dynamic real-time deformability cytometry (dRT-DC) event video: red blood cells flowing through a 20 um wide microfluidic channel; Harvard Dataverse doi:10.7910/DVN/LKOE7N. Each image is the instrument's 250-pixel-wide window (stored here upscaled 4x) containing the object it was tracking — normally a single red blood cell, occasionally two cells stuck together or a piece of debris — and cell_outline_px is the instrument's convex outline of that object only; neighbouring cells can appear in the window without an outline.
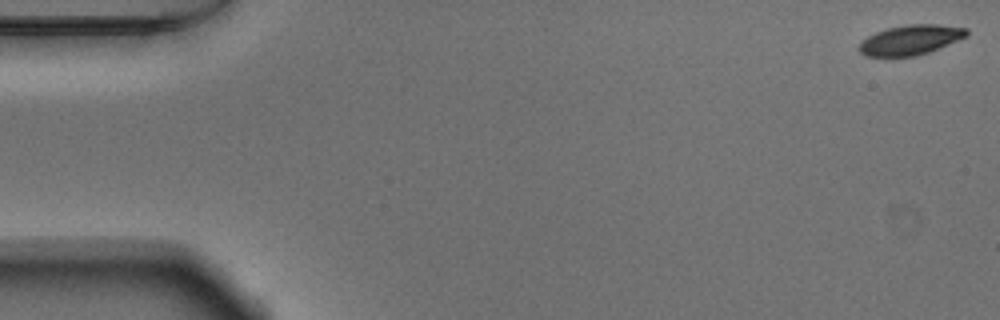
{"species": "Egyptian fruit bat (a non-hibernating species)", "species_latin": "Rousettus aegyptiacus", "temperature_condition": "warm", "stored_images_in_passage": 26, "camera_frame_rate_fps": 3000, "um_per_image_px": 0.085, "animal": {"sex": "male"}, "frame": {"image": 1, "passage_image": 1, "time_ms": 0.0, "image_size_px": [1000, 320], "cell_outline_px": [[968, 36], [928, 52], [916, 56], [868, 56], [860, 52], [860, 44], [868, 36], [876, 32], [888, 28], [908, 24], [936, 24], [968, 28]], "centroid_in_image_um": [77.43, 3.38], "position_along_channel_um": 7.6, "area_um2": 18.44}}
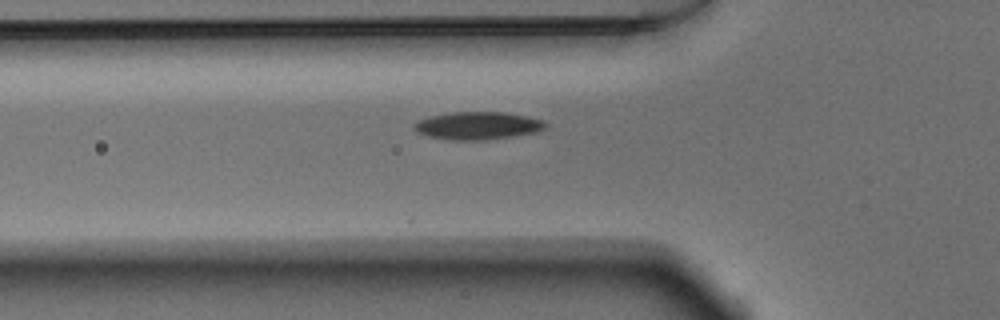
{"frame": {"image": 2, "passage_image": 18, "time_ms": 5.667, "image_size_px": [1000, 320], "cell_outline_px": [[548, 124], [544, 128], [536, 132], [484, 140], [456, 140], [428, 136], [416, 132], [412, 128], [412, 124], [416, 120], [448, 112], [504, 112], [528, 116], [544, 120]], "centroid_in_image_um": [40.57, 10.67], "position_along_channel_um": 85.2, "area_um2": 21.27}}
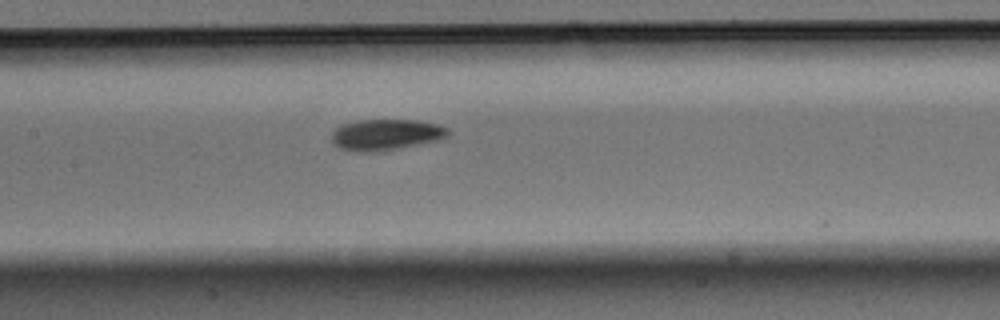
{"frame": {"image": 3, "passage_image": 25, "time_ms": 8.0, "image_size_px": [1000, 320], "cell_outline_px": [[452, 132], [448, 136], [436, 140], [396, 148], [372, 152], [360, 152], [340, 148], [332, 144], [332, 132], [336, 128], [344, 124], [356, 120], [416, 120], [436, 124], [448, 128]], "centroid_in_image_um": [32.78, 11.43], "position_along_channel_um": 174.6, "area_um2": 20.81}}